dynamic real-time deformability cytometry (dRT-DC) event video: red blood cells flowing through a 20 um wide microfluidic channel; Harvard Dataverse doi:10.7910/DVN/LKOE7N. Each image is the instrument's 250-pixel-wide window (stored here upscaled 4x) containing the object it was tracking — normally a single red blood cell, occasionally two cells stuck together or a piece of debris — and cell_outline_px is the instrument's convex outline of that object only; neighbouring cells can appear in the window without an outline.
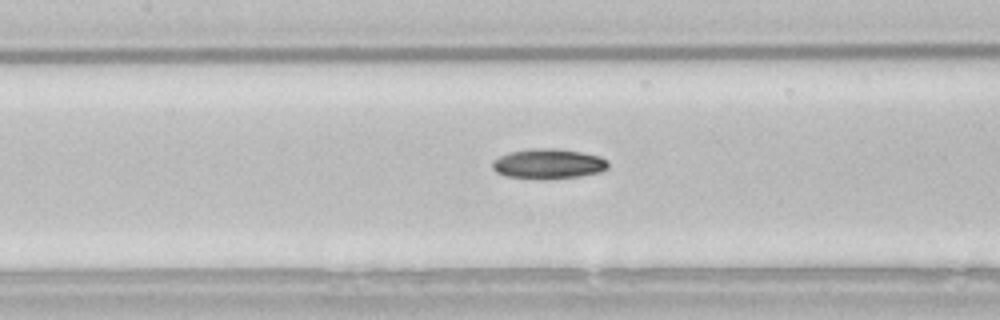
{"species": "common noctule bat (a hibernating species)", "species_latin": "Nyctalus noctula", "temperature_condition": "room temperature", "stored_images_in_passage": 26, "camera_frame_rate_fps": 3000, "um_per_image_px": 0.085, "animal": {"sex": "male", "body_mass_g": 21.5, "forearm_length_mm": 52.0}, "frame": {"image": 1, "passage_image": 8, "time_ms": 2.333, "image_size_px": [1000, 320], "cell_outline_px": [[608, 168], [600, 172], [580, 176], [548, 180], [540, 180], [508, 176], [496, 172], [492, 168], [492, 160], [508, 152], [532, 148], [556, 148], [580, 152], [600, 156], [608, 160]], "centroid_in_image_um": [46.6, 13.93], "position_along_channel_um": 160.8, "area_um2": 20.58}}
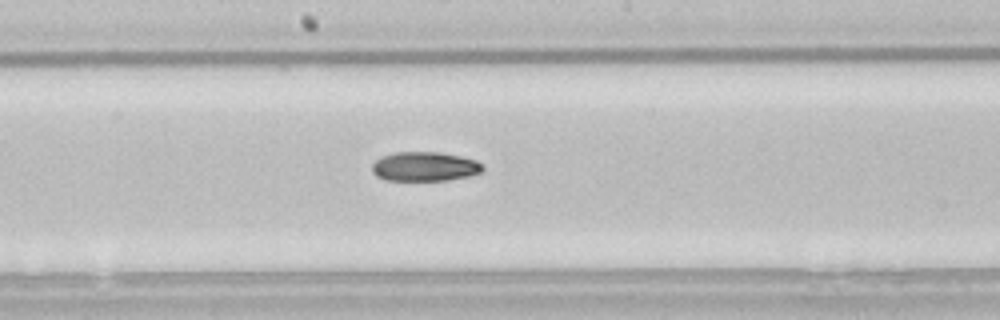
{"frame": {"image": 2, "passage_image": 12, "time_ms": 3.667, "image_size_px": [1000, 320], "cell_outline_px": [[484, 168], [480, 172], [468, 176], [448, 180], [388, 180], [376, 176], [372, 172], [372, 164], [380, 156], [396, 152], [440, 152], [460, 156], [476, 160]], "centroid_in_image_um": [36.07, 14.15], "position_along_channel_um": 212.1, "area_um2": 18.84}}